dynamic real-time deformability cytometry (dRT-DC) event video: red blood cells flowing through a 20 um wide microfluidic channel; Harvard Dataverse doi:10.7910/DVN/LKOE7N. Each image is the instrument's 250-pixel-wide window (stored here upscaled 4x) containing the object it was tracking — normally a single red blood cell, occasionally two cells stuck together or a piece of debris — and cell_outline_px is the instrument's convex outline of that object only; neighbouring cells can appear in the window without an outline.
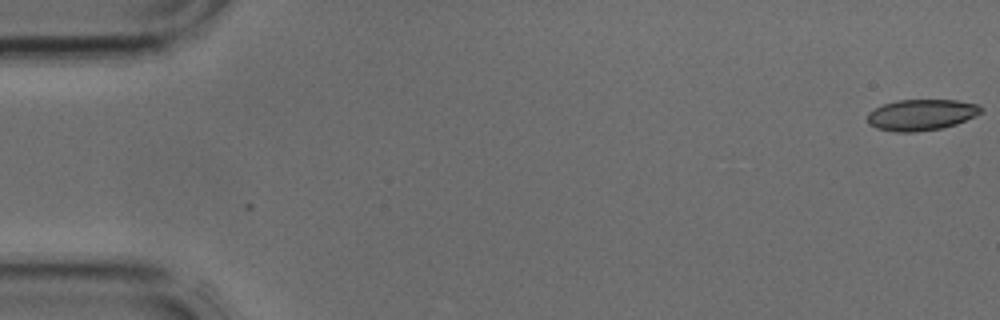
{"species": "common noctule bat (a hibernating species)", "species_latin": "Nyctalus noctula", "temperature_condition": "cold", "stored_images_in_passage": 4, "camera_frame_rate_fps": 3000, "um_per_image_px": 0.085, "animal": {"sex": "male", "body_mass_g": 17.9, "forearm_length_mm": 54.2}, "frame": {"image": 1, "passage_image": 1, "time_ms": 0.0, "image_size_px": [1000, 320], "cell_outline_px": [[984, 112], [956, 124], [940, 128], [916, 132], [896, 132], [876, 128], [868, 124], [868, 112], [884, 104], [896, 100], [956, 100], [980, 104], [984, 108]], "centroid_in_image_um": [78.35, 9.75], "position_along_channel_um": 6.7, "area_um2": 20.69}}
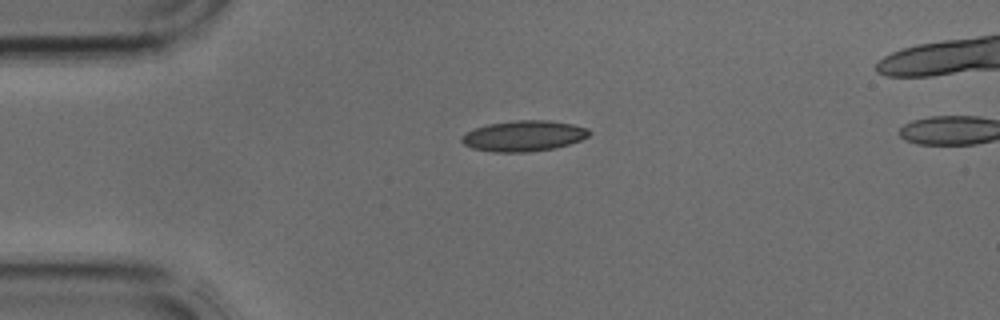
{"frame": {"image": 2, "passage_image": 3, "time_ms": 0.667, "image_size_px": [1000, 320], "cell_outline_px": [[592, 132], [588, 136], [580, 140], [556, 148], [528, 152], [496, 152], [472, 148], [464, 144], [460, 140], [460, 136], [464, 132], [488, 124], [516, 120], [548, 120], [572, 124], [588, 128]], "centroid_in_image_um": [44.51, 11.55], "position_along_channel_um": 40.5, "area_um2": 22.89}}